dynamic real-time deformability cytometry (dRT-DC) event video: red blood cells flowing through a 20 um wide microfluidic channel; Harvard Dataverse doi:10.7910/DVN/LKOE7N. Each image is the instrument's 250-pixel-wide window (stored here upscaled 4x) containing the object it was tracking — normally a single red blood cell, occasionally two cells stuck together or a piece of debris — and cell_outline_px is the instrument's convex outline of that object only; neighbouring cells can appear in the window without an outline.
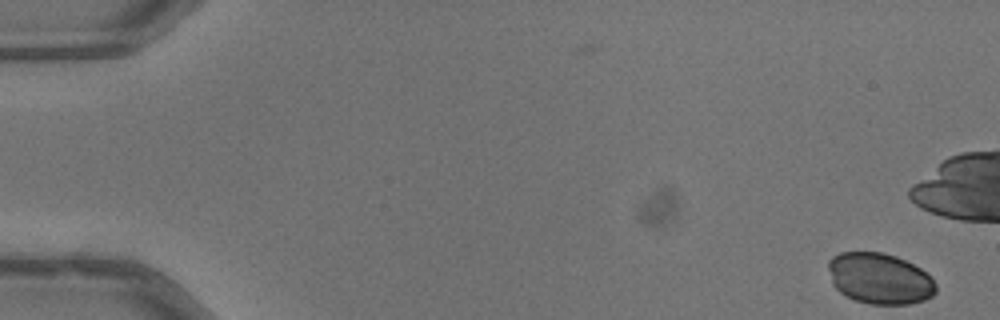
{"species": "common noctule bat (a hibernating species)", "species_latin": "Nyctalus noctula", "temperature_condition": "warm", "stored_images_in_passage": 5, "camera_frame_rate_fps": 3000, "um_per_image_px": 0.085, "animal": {"sex": "male", "body_mass_g": 13.3}, "frame": {"image": 1, "passage_image": 5, "time_ms": 1.333, "image_size_px": [1000, 320], "cell_outline_px": [[936, 292], [932, 296], [924, 300], [908, 304], [868, 304], [856, 300], [840, 292], [832, 284], [828, 268], [828, 260], [832, 256], [840, 252], [884, 252], [896, 256], [920, 268], [932, 276], [936, 284]], "centroid_in_image_um": [74.78, 23.67], "position_along_channel_um": 10.2, "area_um2": 32.14}}